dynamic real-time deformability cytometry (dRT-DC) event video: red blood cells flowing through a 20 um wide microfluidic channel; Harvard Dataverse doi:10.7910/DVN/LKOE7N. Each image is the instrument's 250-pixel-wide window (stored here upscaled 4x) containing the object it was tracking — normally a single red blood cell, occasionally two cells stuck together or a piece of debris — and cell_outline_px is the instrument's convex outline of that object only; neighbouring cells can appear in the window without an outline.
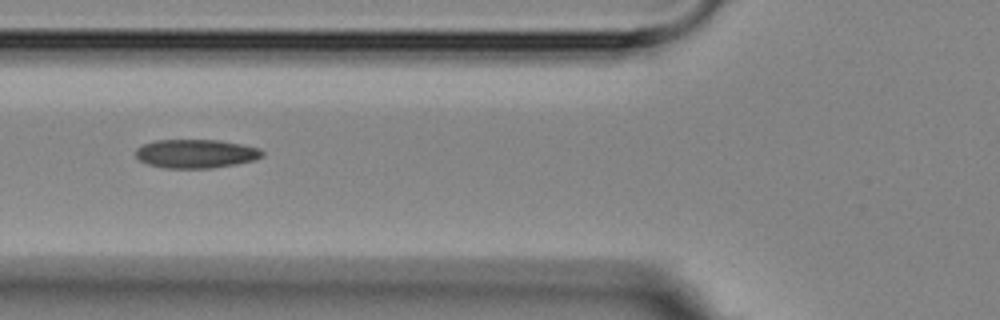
{"species": "Egyptian fruit bat (a non-hibernating species)", "species_latin": "Rousettus aegyptiacus", "temperature_condition": "room temperature", "stored_images_in_passage": 2, "camera_frame_rate_fps": 3000, "um_per_image_px": 0.085, "animal": {"sex": "female"}, "frame": {"image": 1, "passage_image": 2, "time_ms": 1.0, "image_size_px": [1000, 320], "cell_outline_px": [[264, 156], [256, 160], [236, 164], [212, 168], [168, 168], [148, 164], [140, 160], [136, 156], [136, 148], [144, 144], [156, 140], [220, 140], [260, 148], [264, 152]], "centroid_in_image_um": [16.69, 13.06], "position_along_channel_um": 109.1, "area_um2": 21.21}}